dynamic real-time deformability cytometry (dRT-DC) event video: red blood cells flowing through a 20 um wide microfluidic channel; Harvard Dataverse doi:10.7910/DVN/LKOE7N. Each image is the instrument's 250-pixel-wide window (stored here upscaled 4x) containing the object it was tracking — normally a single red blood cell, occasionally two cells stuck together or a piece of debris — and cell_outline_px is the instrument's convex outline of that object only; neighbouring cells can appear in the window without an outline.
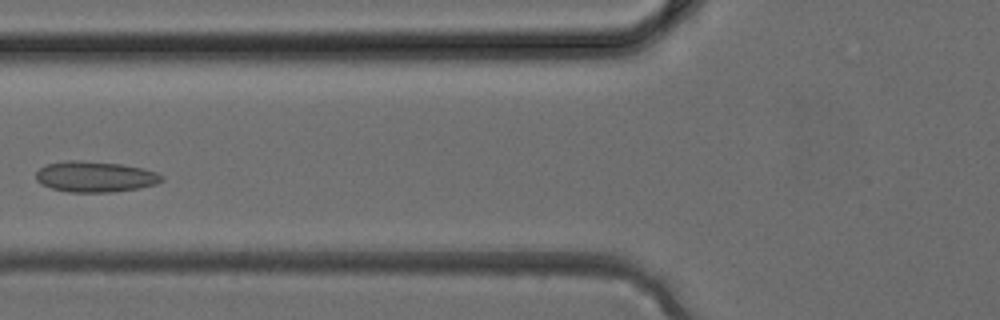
{"species": "common noctule bat (a hibernating species)", "species_latin": "Nyctalus noctula", "temperature_condition": "cold", "stored_images_in_passage": 29, "camera_frame_rate_fps": 3000, "um_per_image_px": 0.085, "animal": {"sex": "female", "body_mass_g": 24.6, "forearm_length_mm": 56.2}, "frame": {"image": 1, "passage_image": 5, "time_ms": 1.333, "image_size_px": [1000, 320], "cell_outline_px": [[164, 180], [156, 184], [136, 188], [112, 192], [68, 192], [52, 188], [40, 184], [36, 180], [36, 172], [44, 164], [64, 160], [80, 160], [120, 164], [144, 168], [156, 172], [164, 176]], "centroid_in_image_um": [8.06, 15.01], "position_along_channel_um": 117.7, "area_um2": 22.72}}
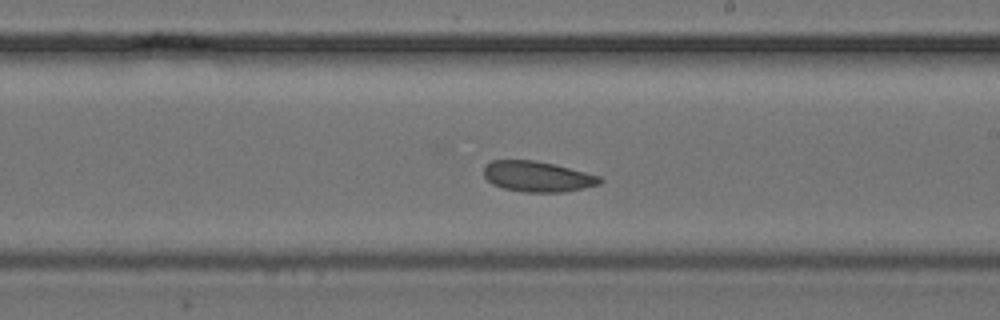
{"frame": {"image": 2, "passage_image": 12, "time_ms": 3.667, "image_size_px": [1000, 320], "cell_outline_px": [[604, 180], [600, 184], [564, 192], [524, 192], [504, 188], [492, 184], [484, 176], [484, 164], [492, 160], [532, 160], [556, 164], [600, 176]], "centroid_in_image_um": [45.68, 15.0], "position_along_channel_um": 243.3, "area_um2": 20.75}}
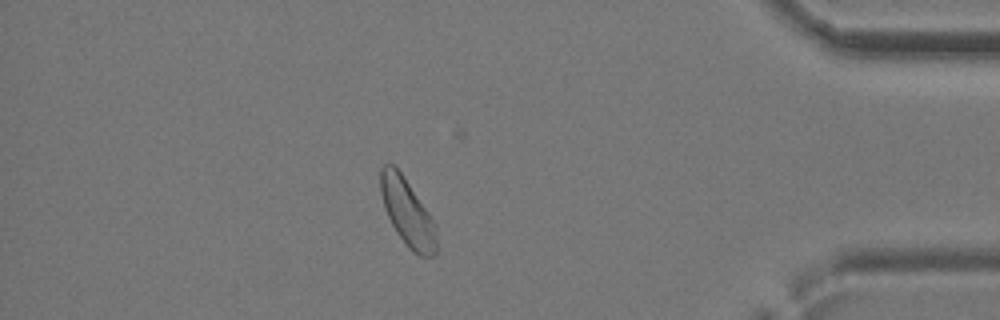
{"frame": {"image": 3, "passage_image": 23, "time_ms": 7.333, "image_size_px": [1000, 320], "cell_outline_px": [[436, 252], [432, 256], [420, 256], [412, 252], [408, 248], [396, 232], [384, 208], [380, 192], [380, 168], [384, 164], [392, 164], [400, 172], [428, 212], [436, 224]], "centroid_in_image_um": [34.61, 18.08], "position_along_channel_um": 400.6, "area_um2": 21.68}}